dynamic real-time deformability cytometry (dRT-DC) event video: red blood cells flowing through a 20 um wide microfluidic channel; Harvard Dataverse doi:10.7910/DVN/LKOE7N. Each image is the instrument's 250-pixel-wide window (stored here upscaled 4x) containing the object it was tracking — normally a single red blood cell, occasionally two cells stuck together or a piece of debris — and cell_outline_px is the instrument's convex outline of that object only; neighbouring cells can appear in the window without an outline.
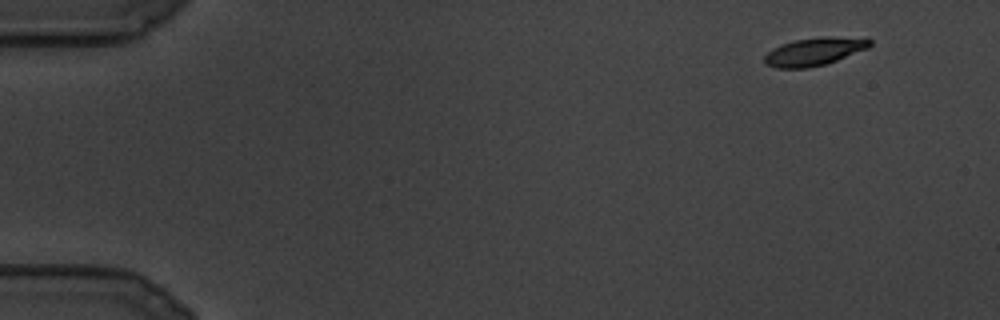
{"species": "common noctule bat (a hibernating species)", "species_latin": "Nyctalus noctula", "temperature_condition": "cold", "stored_images_in_passage": 100, "camera_frame_rate_fps": 3000, "um_per_image_px": 0.085, "animal": {"sex": "male", "body_mass_g": 19.5, "forearm_length_mm": 54.6}, "frame": {"image": 1, "passage_image": 1, "time_ms": 0.0, "image_size_px": [1000, 320], "cell_outline_px": [[872, 44], [868, 48], [836, 60], [824, 64], [808, 68], [776, 68], [764, 64], [764, 56], [772, 48], [780, 44], [796, 40], [820, 36], [868, 36], [872, 40]], "centroid_in_image_um": [69.27, 4.35], "position_along_channel_um": 15.7, "area_um2": 17.57}}
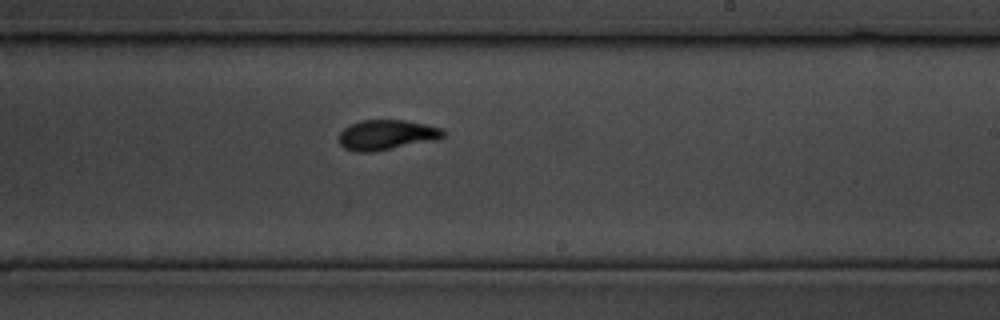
{"frame": {"image": 2, "passage_image": 58, "time_ms": 19.0, "image_size_px": [1000, 320], "cell_outline_px": [[444, 136], [440, 140], [372, 152], [352, 152], [344, 148], [340, 144], [340, 132], [348, 124], [360, 120], [404, 120], [444, 128]], "centroid_in_image_um": [32.88, 11.47], "position_along_channel_um": 256.1, "area_um2": 18.61}}
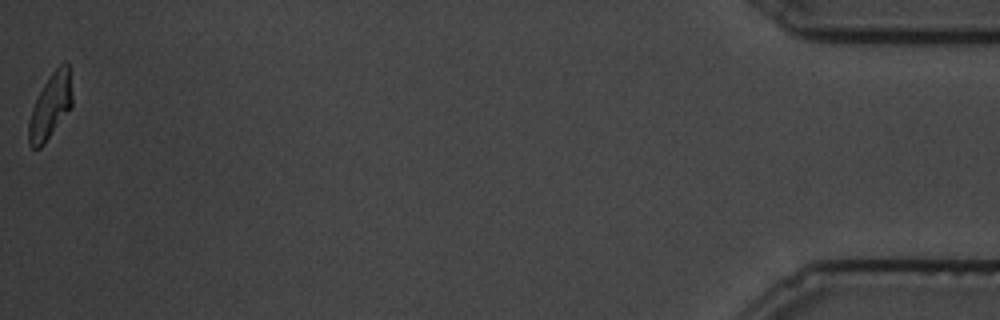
{"frame": {"image": 3, "passage_image": 100, "time_ms": 33.0, "image_size_px": [1000, 320], "cell_outline_px": [[72, 104], [44, 144], [40, 148], [32, 148], [28, 144], [28, 120], [32, 108], [44, 84], [52, 72], [64, 60], [68, 64], [72, 96]], "centroid_in_image_um": [4.26, 9.03], "position_along_channel_um": 430.9, "area_um2": 16.13}}